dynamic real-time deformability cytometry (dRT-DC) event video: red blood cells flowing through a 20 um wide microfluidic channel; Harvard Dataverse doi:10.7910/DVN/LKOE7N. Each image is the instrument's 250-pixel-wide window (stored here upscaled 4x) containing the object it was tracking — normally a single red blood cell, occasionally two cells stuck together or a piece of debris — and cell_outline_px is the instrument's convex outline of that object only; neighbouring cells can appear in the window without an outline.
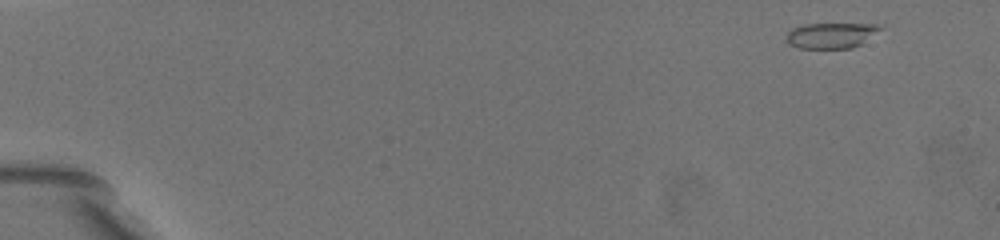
{"species": "common noctule bat (a hibernating species)", "species_latin": "Nyctalus noctula", "temperature_condition": "warm", "stored_images_in_passage": 10, "camera_frame_rate_fps": 3000, "um_per_image_px": 0.085, "animal": {"sex": "female", "body_mass_g": 19.5, "forearm_length_mm": 54.1}, "frame": {"image": 1, "passage_image": 1, "time_ms": 0.0, "image_size_px": [1000, 240], "cell_outline_px": [[880, 28], [860, 44], [852, 48], [800, 48], [788, 44], [788, 32], [792, 28], [804, 24], [876, 24]], "centroid_in_image_um": [70.58, 3.01], "position_along_channel_um": 14.4, "area_um2": 13.53}}
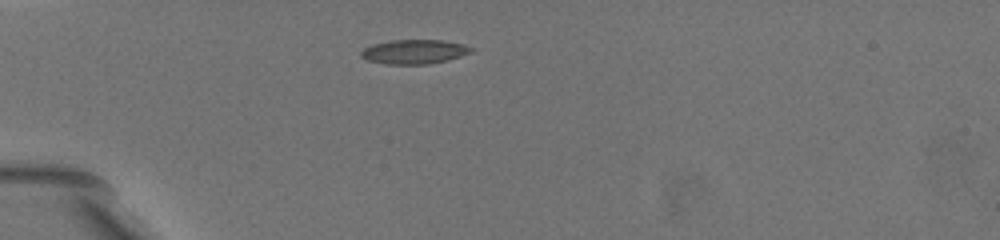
{"frame": {"image": 2, "passage_image": 8, "time_ms": 4.667, "image_size_px": [1000, 240], "cell_outline_px": [[472, 52], [460, 56], [428, 64], [388, 64], [364, 60], [360, 56], [360, 52], [364, 48], [372, 44], [388, 40], [440, 40], [464, 44], [472, 48]], "centroid_in_image_um": [35.14, 4.39], "position_along_channel_um": 49.9, "area_um2": 15.55}}
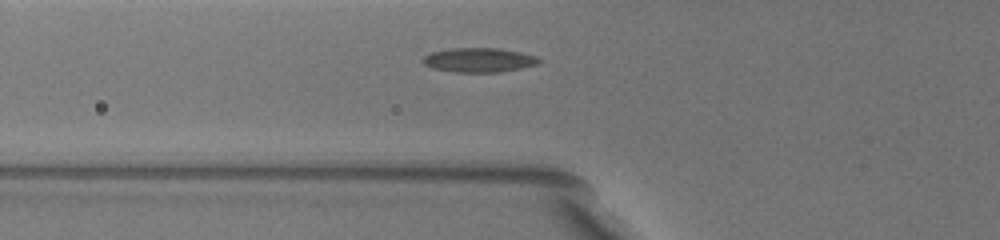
{"frame": {"image": 3, "passage_image": 10, "time_ms": 6.333, "image_size_px": [1000, 240], "cell_outline_px": [[540, 60], [536, 64], [520, 68], [496, 72], [452, 72], [432, 68], [424, 64], [420, 60], [424, 56], [432, 52], [448, 48], [500, 48], [520, 52], [536, 56]], "centroid_in_image_um": [40.64, 5.09], "position_along_channel_um": 85.2, "area_um2": 16.42}}